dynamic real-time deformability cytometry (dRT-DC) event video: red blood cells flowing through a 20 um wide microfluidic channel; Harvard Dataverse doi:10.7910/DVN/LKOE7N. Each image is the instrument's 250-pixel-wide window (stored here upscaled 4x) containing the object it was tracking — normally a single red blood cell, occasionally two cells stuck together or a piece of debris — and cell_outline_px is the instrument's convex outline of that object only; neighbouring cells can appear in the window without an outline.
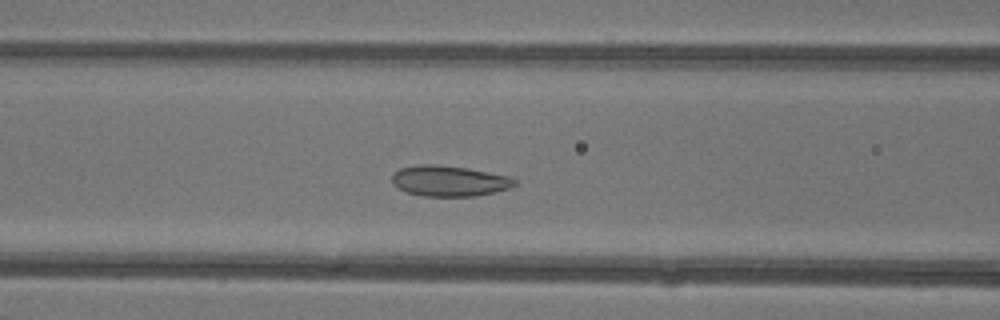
{"species": "common noctule bat (a hibernating species)", "species_latin": "Nyctalus noctula", "temperature_condition": "warm", "stored_images_in_passage": 39, "camera_frame_rate_fps": 3000, "um_per_image_px": 0.085, "animal": {"sex": "female"}, "frame": {"image": 1, "passage_image": 11, "time_ms": 3.333, "image_size_px": [1000, 320], "cell_outline_px": [[516, 184], [512, 188], [496, 192], [476, 196], [424, 196], [408, 192], [392, 184], [392, 172], [400, 168], [416, 164], [436, 164], [468, 168], [508, 176], [516, 180]], "centroid_in_image_um": [38.18, 15.37], "position_along_channel_um": 128.4, "area_um2": 22.08}}
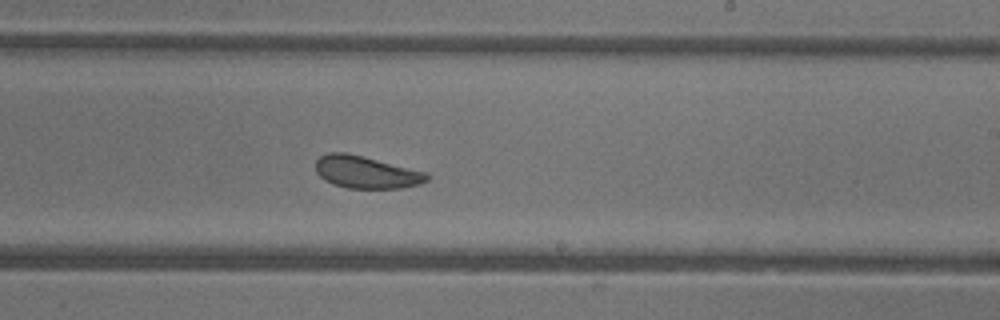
{"frame": {"image": 2, "passage_image": 20, "time_ms": 6.333, "image_size_px": [1000, 320], "cell_outline_px": [[428, 180], [420, 184], [400, 188], [348, 188], [324, 180], [316, 172], [316, 160], [320, 156], [328, 152], [348, 152], [428, 172]], "centroid_in_image_um": [31.13, 14.62], "position_along_channel_um": 257.9, "area_um2": 21.04}}
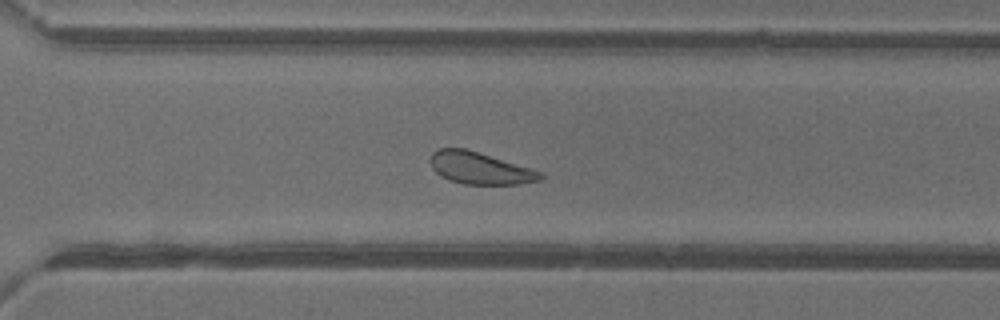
{"frame": {"image": 3, "passage_image": 25, "time_ms": 8.0, "image_size_px": [1000, 320], "cell_outline_px": [[544, 176], [540, 180], [516, 184], [464, 184], [448, 180], [440, 176], [432, 168], [432, 152], [440, 148], [464, 148], [532, 168], [544, 172]], "centroid_in_image_um": [40.82, 14.3], "position_along_channel_um": 329.8, "area_um2": 20.4}}